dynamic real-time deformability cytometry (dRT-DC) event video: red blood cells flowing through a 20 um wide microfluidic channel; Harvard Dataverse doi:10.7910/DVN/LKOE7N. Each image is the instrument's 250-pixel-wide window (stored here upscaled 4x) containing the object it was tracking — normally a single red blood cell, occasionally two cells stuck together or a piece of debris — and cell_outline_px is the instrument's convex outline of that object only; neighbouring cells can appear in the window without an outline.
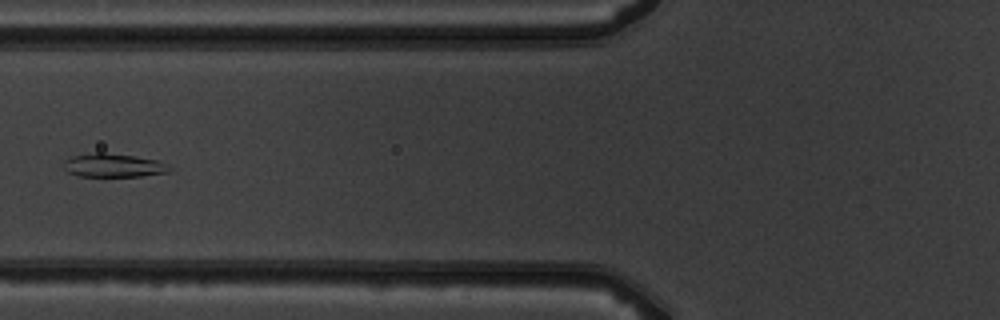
{"species": "common noctule bat (a hibernating species)", "species_latin": "Nyctalus noctula", "temperature_condition": "warm", "stored_images_in_passage": 7, "camera_frame_rate_fps": 3000, "um_per_image_px": 0.085, "animal": {"sex": "male", "body_mass_g": 19.5, "forearm_length_mm": 54.6}, "frame": {"image": 1, "passage_image": 7, "time_ms": 6.667, "image_size_px": [1000, 320], "cell_outline_px": [[172, 168], [168, 172], [140, 176], [76, 176], [68, 172], [64, 168], [64, 160], [72, 156], [96, 152], [104, 152], [136, 156], [156, 160], [168, 164]], "centroid_in_image_um": [9.63, 14.05], "position_along_channel_um": 116.2, "area_um2": 14.57}}